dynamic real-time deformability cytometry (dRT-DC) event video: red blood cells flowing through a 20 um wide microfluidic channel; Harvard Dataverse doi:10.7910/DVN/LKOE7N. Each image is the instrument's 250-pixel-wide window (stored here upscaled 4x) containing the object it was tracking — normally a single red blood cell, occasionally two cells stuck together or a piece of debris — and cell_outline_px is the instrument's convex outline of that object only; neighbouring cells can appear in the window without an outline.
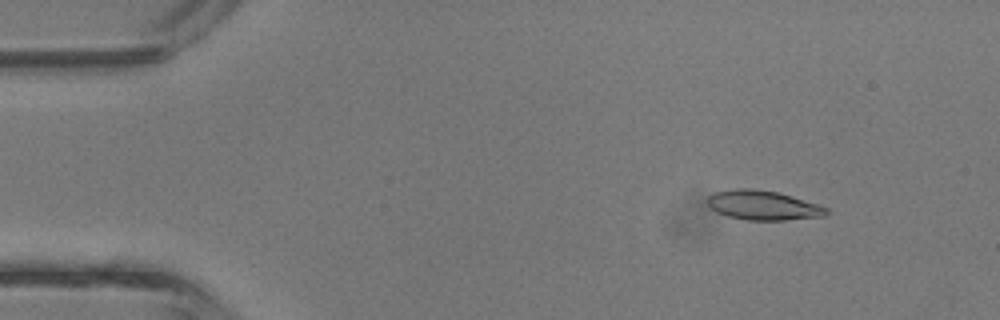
{"species": "common noctule bat (a hibernating species)", "species_latin": "Nyctalus noctula", "temperature_condition": "room temperature", "stored_images_in_passage": 3, "camera_frame_rate_fps": 3000, "um_per_image_px": 0.085, "animal": {"sex": "male", "body_mass_g": 13.3}, "frame": {"image": 1, "passage_image": 1, "time_ms": 0.0, "image_size_px": [1000, 320], "cell_outline_px": [[828, 212], [824, 216], [784, 220], [748, 220], [728, 216], [716, 212], [708, 204], [708, 196], [716, 192], [736, 188], [752, 188], [776, 192], [820, 204], [828, 208]], "centroid_in_image_um": [64.87, 17.45], "position_along_channel_um": 20.1, "area_um2": 20.29}}
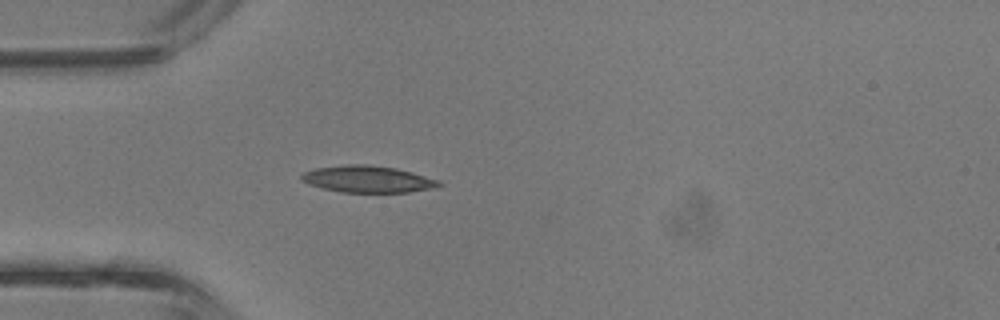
{"frame": {"image": 2, "passage_image": 3, "time_ms": 0.667, "image_size_px": [1000, 320], "cell_outline_px": [[444, 184], [436, 188], [408, 192], [340, 192], [308, 184], [300, 180], [300, 176], [304, 172], [316, 168], [348, 164], [368, 164], [396, 168], [412, 172], [440, 180]], "centroid_in_image_um": [31.29, 15.22], "position_along_channel_um": 53.7, "area_um2": 21.56}}